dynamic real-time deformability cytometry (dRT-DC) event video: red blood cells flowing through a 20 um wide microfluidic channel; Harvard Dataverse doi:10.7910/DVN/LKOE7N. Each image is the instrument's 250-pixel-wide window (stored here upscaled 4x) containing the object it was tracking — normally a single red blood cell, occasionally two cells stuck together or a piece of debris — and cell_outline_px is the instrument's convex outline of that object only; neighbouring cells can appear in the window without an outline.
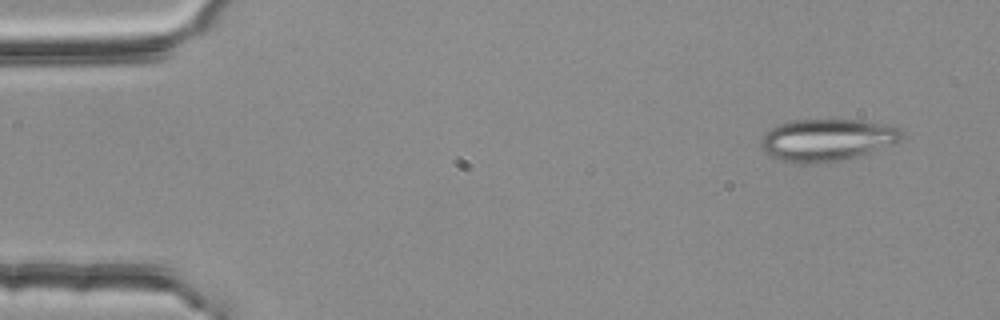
{"species": "common noctule bat (a hibernating species)", "species_latin": "Nyctalus noctula", "temperature_condition": "room temperature", "stored_images_in_passage": 5, "camera_frame_rate_fps": 3000, "um_per_image_px": 0.085, "animal": {"sex": "female", "body_mass_g": 25.1}, "frame": {"image": 1, "passage_image": 1, "time_ms": 0.0, "image_size_px": [1000, 320], "cell_outline_px": [[904, 136], [900, 140], [892, 144], [856, 156], [840, 160], [808, 164], [792, 164], [772, 156], [760, 144], [760, 140], [772, 128], [780, 124], [796, 120], [860, 120], [900, 128]], "centroid_in_image_um": [70.29, 11.9], "position_along_channel_um": 14.7, "area_um2": 33.87}}